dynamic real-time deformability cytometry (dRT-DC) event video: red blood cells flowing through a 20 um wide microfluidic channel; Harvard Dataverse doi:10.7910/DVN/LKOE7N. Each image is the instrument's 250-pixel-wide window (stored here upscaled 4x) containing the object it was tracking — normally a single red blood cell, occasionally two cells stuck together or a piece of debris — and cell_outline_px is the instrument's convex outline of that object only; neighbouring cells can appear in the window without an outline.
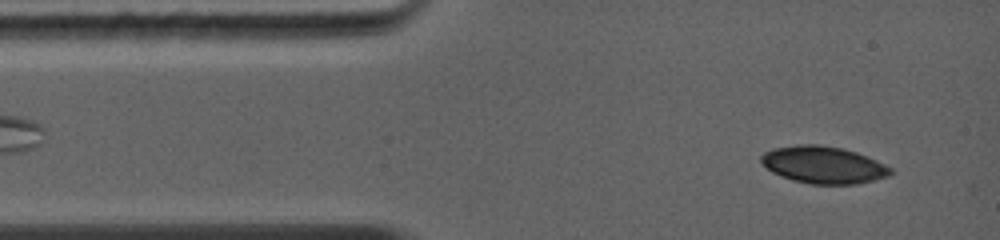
{"species": "common noctule bat (a hibernating species)", "species_latin": "Nyctalus noctula", "temperature_condition": "warm", "stored_images_in_passage": 3, "camera_frame_rate_fps": 5000, "um_per_image_px": 0.085, "animal": {"sex": "female", "body_mass_g": 19.0, "forearm_length_mm": 56.7}, "frame": {"image": 1, "passage_image": 1, "time_ms": 0.0, "image_size_px": [1000, 240], "cell_outline_px": [[892, 172], [888, 176], [856, 184], [812, 184], [792, 180], [772, 172], [760, 160], [760, 156], [764, 152], [776, 148], [800, 144], [816, 144], [844, 148], [856, 152], [876, 160], [892, 168]], "centroid_in_image_um": [69.99, 14.01], "position_along_channel_um": 15.0, "area_um2": 27.8}}